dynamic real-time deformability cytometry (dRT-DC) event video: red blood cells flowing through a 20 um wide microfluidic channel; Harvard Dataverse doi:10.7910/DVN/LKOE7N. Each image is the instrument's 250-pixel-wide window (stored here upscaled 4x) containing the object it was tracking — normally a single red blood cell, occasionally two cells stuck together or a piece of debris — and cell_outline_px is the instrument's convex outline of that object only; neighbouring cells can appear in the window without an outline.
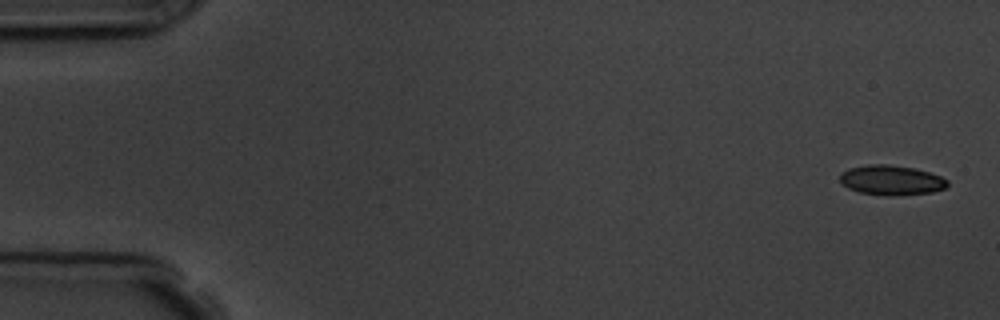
{"species": "common noctule bat (a hibernating species)", "species_latin": "Nyctalus noctula", "temperature_condition": "room temperature", "stored_images_in_passage": 5, "camera_frame_rate_fps": 3000, "um_per_image_px": 0.085, "animal": {"sex": "male", "body_mass_g": 19.5, "forearm_length_mm": 54.6}, "frame": {"image": 1, "passage_image": 1, "time_ms": 0.0, "image_size_px": [1000, 320], "cell_outline_px": [[948, 184], [944, 188], [932, 192], [888, 196], [860, 192], [848, 188], [840, 184], [840, 172], [848, 168], [868, 164], [888, 164], [912, 168], [928, 172], [940, 176], [948, 180]], "centroid_in_image_um": [75.71, 15.31], "position_along_channel_um": 9.3, "area_um2": 18.67}}
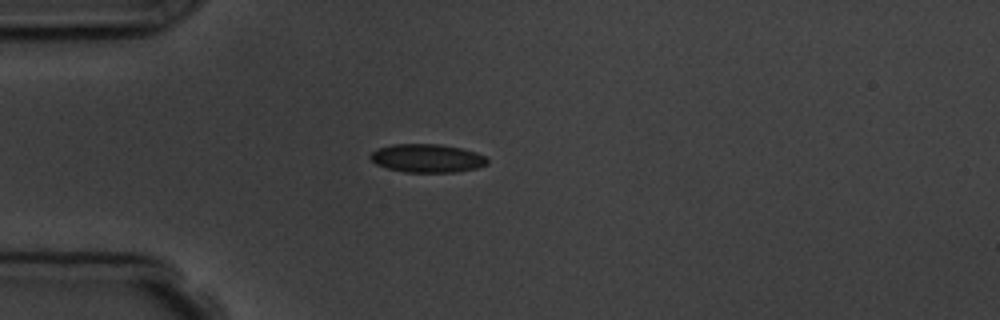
{"frame": {"image": 2, "passage_image": 4, "time_ms": 4.333, "image_size_px": [1000, 320], "cell_outline_px": [[488, 164], [476, 168], [456, 172], [404, 172], [388, 168], [376, 164], [368, 156], [376, 148], [392, 144], [440, 144], [460, 148], [476, 152], [484, 156], [488, 160]], "centroid_in_image_um": [36.29, 13.44], "position_along_channel_um": 48.7, "area_um2": 19.36}}